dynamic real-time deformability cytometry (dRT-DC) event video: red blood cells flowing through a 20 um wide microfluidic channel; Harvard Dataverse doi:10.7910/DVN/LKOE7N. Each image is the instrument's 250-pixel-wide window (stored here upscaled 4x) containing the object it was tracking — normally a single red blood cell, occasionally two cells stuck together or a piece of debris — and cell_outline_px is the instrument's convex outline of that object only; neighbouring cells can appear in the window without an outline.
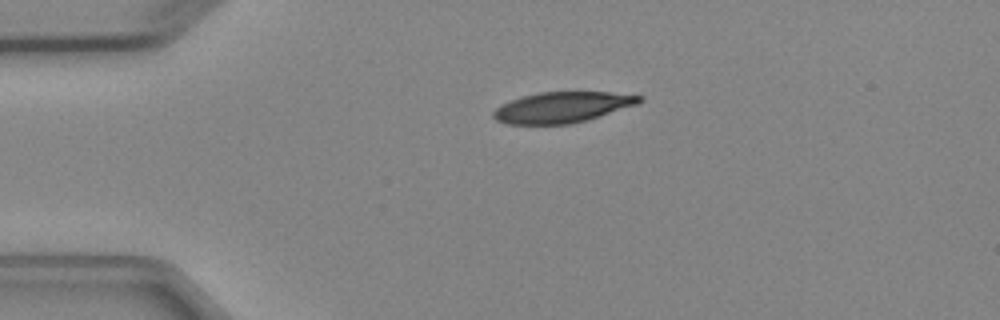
{"species": "Egyptian fruit bat (a non-hibernating species)", "species_latin": "Rousettus aegyptiacus", "temperature_condition": "cold", "stored_images_in_passage": 4, "camera_frame_rate_fps": 3000, "um_per_image_px": 0.085, "animal": {"sex": "female"}, "frame": {"image": 1, "passage_image": 4, "time_ms": 4.333, "image_size_px": [1000, 320], "cell_outline_px": [[644, 100], [640, 104], [588, 120], [572, 124], [504, 124], [496, 120], [492, 116], [492, 112], [496, 108], [512, 100], [524, 96], [540, 92], [608, 92], [644, 96]], "centroid_in_image_um": [47.85, 9.13], "position_along_channel_um": 37.1, "area_um2": 26.3}}